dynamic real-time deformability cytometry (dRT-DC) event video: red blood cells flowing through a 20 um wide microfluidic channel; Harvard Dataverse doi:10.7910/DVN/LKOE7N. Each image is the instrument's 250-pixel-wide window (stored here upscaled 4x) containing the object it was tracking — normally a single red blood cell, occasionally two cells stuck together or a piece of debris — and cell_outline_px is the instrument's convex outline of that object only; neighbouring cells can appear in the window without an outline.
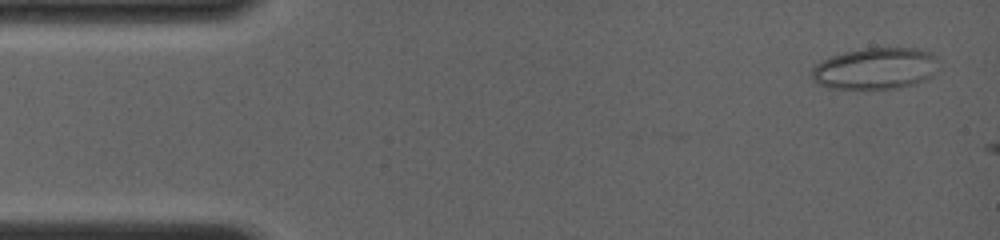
{"species": "common noctule bat (a hibernating species)", "species_latin": "Nyctalus noctula", "temperature_condition": "room temperature", "stored_images_in_passage": 3, "camera_frame_rate_fps": 4000, "um_per_image_px": 0.085, "animal": {"sex": "female", "body_mass_g": 19.0, "forearm_length_mm": 56.7}, "frame": {"image": 1, "passage_image": 2, "time_ms": 0.5, "image_size_px": [1000, 240], "cell_outline_px": [[932, 56], [928, 76], [912, 84], [896, 88], [828, 88], [820, 84], [812, 76], [812, 68], [816, 64], [832, 56], [844, 52], [864, 48], [920, 48], [928, 52]], "centroid_in_image_um": [74.26, 5.81], "position_along_channel_um": 10.7, "area_um2": 29.3}}